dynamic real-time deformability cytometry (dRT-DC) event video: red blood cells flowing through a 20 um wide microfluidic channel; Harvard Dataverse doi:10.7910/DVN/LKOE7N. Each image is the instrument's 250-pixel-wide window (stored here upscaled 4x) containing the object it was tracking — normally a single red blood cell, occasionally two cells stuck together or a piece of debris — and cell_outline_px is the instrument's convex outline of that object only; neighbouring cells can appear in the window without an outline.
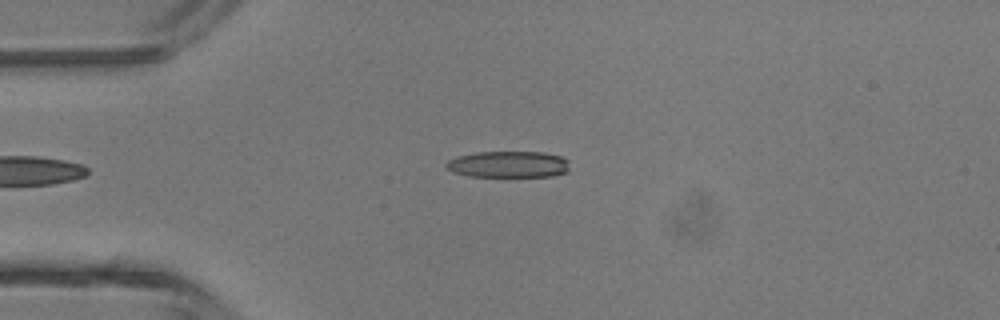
{"species": "common noctule bat (a hibernating species)", "species_latin": "Nyctalus noctula", "temperature_condition": "room temperature", "stored_images_in_passage": 5, "camera_frame_rate_fps": 3000, "um_per_image_px": 0.085, "animal": {"sex": "male", "body_mass_g": 13.3}, "frame": {"image": 1, "passage_image": 5, "time_ms": 4.667, "image_size_px": [1000, 320], "cell_outline_px": [[568, 172], [552, 176], [468, 176], [452, 172], [444, 164], [448, 160], [456, 156], [476, 152], [544, 152], [560, 156], [568, 160]], "centroid_in_image_um": [43.2, 13.96], "position_along_channel_um": 41.8, "area_um2": 19.07}}